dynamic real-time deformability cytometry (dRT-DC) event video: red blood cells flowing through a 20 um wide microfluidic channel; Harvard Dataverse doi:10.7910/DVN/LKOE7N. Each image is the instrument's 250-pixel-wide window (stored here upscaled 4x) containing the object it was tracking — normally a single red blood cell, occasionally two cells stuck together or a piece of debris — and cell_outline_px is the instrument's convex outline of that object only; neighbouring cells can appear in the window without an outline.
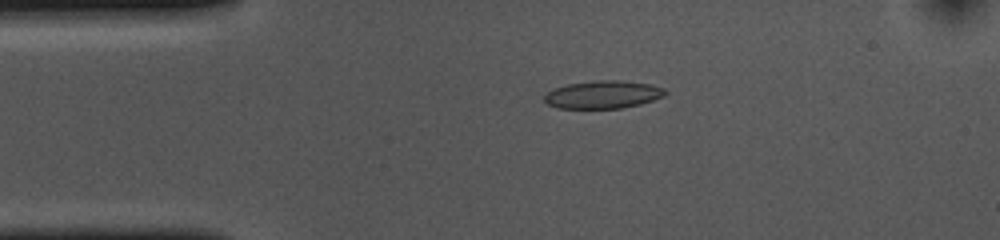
{"species": "common noctule bat (a hibernating species)", "species_latin": "Nyctalus noctula", "temperature_condition": "cold", "stored_images_in_passage": 44, "camera_frame_rate_fps": 3000, "um_per_image_px": 0.085, "animal": {"sex": "female", "body_mass_g": 10.0, "forearm_length_mm": 53.1}, "frame": {"image": 1, "passage_image": 1, "time_ms": 0.0, "image_size_px": [1000, 240], "cell_outline_px": [[668, 92], [664, 96], [640, 104], [624, 108], [556, 108], [548, 104], [544, 100], [544, 96], [552, 88], [568, 84], [596, 80], [620, 80], [652, 84], [664, 88]], "centroid_in_image_um": [51.26, 8.03], "position_along_channel_um": 33.7, "area_um2": 19.71}}
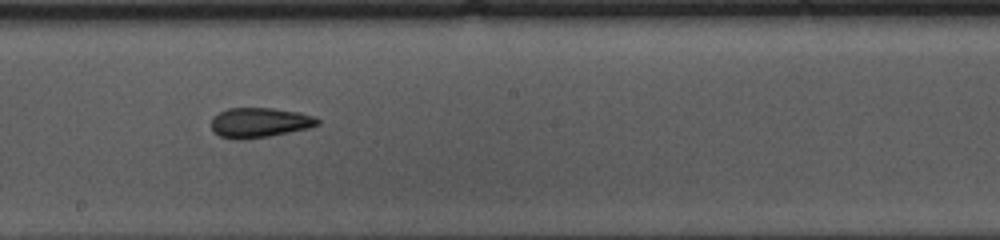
{"frame": {"image": 2, "passage_image": 19, "time_ms": 6.0, "image_size_px": [1000, 240], "cell_outline_px": [[320, 124], [308, 128], [268, 136], [240, 140], [236, 140], [220, 136], [212, 132], [212, 116], [228, 108], [272, 108], [300, 112], [316, 116], [320, 120]], "centroid_in_image_um": [22.06, 10.41], "position_along_channel_um": 226.1, "area_um2": 18.61}}
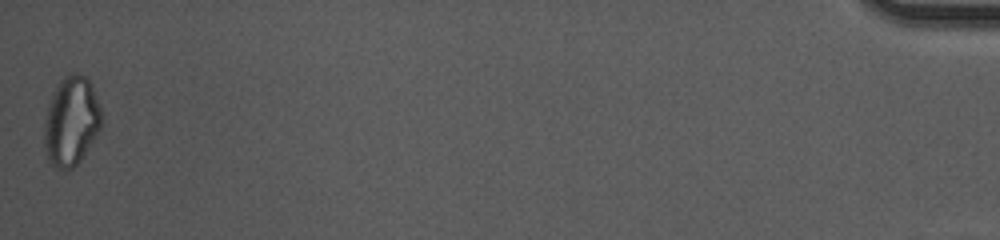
{"frame": {"image": 3, "passage_image": 44, "time_ms": 14.333, "image_size_px": [1000, 240], "cell_outline_px": [[100, 128], [96, 136], [80, 160], [72, 168], [60, 168], [52, 164], [48, 160], [44, 144], [44, 124], [48, 104], [60, 80], [68, 72], [76, 72], [84, 76], [92, 84], [100, 108]], "centroid_in_image_um": [6.04, 10.27], "position_along_channel_um": 429.2, "area_um2": 29.36}, "authors_computed_cell_mechanics": {"area_um2": 19.1318, "velocity_mm_per_s": 3.6576, "shape_relaxation_time_tau1_ms": 9.4154, "shape_relaxation_time_tau2_ms": 3.3892, "deformation_change_tau1": 0.164, "deformation_change_tau2": 0.106}}